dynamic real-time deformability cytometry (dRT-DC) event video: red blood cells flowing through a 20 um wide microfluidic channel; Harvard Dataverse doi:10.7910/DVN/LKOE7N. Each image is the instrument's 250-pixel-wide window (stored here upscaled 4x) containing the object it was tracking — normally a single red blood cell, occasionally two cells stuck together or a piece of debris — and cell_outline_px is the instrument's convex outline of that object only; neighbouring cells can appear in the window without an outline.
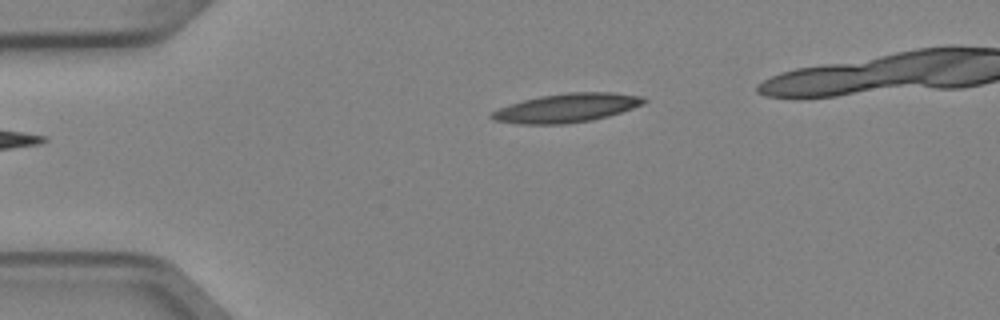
{"species": "Egyptian fruit bat (a non-hibernating species)", "species_latin": "Rousettus aegyptiacus", "temperature_condition": "cold", "stored_images_in_passage": 2, "camera_frame_rate_fps": 3000, "um_per_image_px": 0.085, "animal": {"sex": "female"}, "frame": {"image": 1, "passage_image": 2, "time_ms": 0.333, "image_size_px": [1000, 320], "cell_outline_px": [[648, 100], [644, 104], [608, 116], [592, 120], [564, 124], [520, 124], [492, 120], [488, 116], [492, 112], [508, 104], [540, 96], [568, 92], [612, 92], [644, 96]], "centroid_in_image_um": [48.18, 9.17], "position_along_channel_um": 36.8, "area_um2": 25.66}}